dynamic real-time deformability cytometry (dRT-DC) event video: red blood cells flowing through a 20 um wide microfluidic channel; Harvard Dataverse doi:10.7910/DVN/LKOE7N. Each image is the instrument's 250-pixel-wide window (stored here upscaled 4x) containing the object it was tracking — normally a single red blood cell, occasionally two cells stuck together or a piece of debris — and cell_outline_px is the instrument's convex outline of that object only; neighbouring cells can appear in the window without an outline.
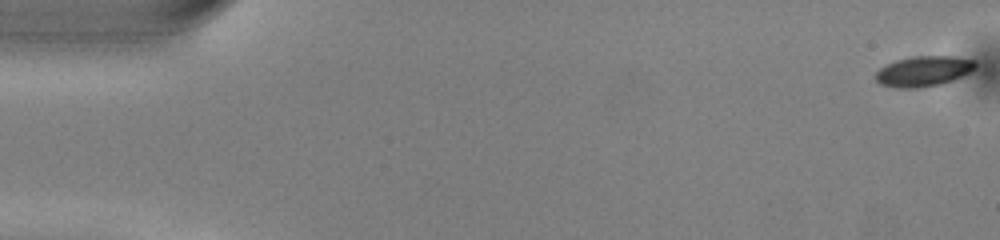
{"species": "common noctule bat (a hibernating species)", "species_latin": "Nyctalus noctula", "temperature_condition": "warm", "stored_images_in_passage": 51, "camera_frame_rate_fps": 3000, "um_per_image_px": 0.085, "animal": {"sex": "male", "body_mass_g": 13.0, "forearm_length_mm": 53.1}, "frame": {"image": 1, "passage_image": 1, "time_ms": 0.0, "image_size_px": [1000, 240], "cell_outline_px": [[976, 68], [952, 80], [940, 84], [920, 88], [896, 88], [880, 84], [876, 80], [876, 72], [884, 64], [896, 60], [912, 56], [956, 56], [976, 60]], "centroid_in_image_um": [78.48, 6.04], "position_along_channel_um": 6.5, "area_um2": 17.74}}
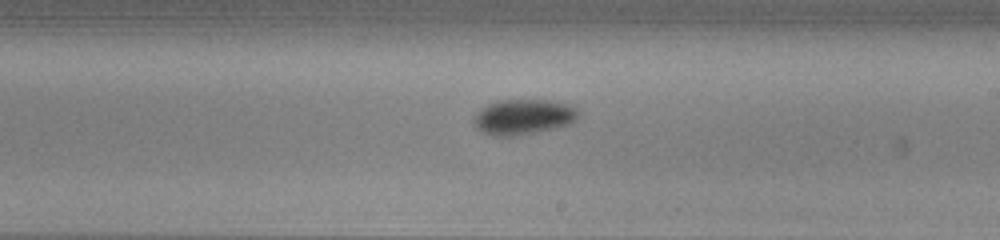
{"frame": {"image": 2, "passage_image": 30, "time_ms": 9.667, "image_size_px": [1000, 240], "cell_outline_px": [[580, 116], [576, 120], [568, 124], [556, 128], [516, 136], [492, 136], [476, 128], [472, 124], [472, 120], [488, 104], [496, 100], [548, 100], [568, 104], [576, 108], [580, 112]], "centroid_in_image_um": [44.51, 9.94], "position_along_channel_um": 244.5, "area_um2": 21.56}}
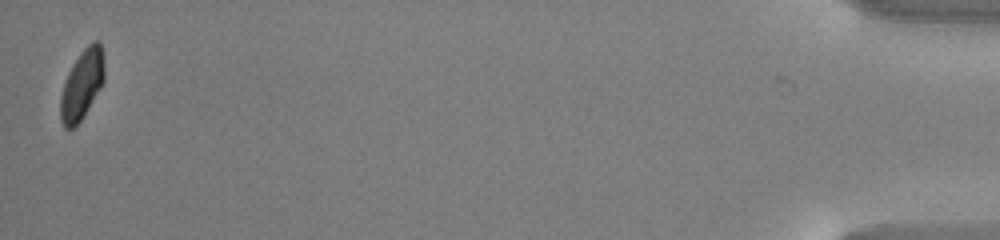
{"frame": {"image": 3, "passage_image": 51, "time_ms": 16.667, "image_size_px": [1000, 240], "cell_outline_px": [[104, 80], [100, 88], [80, 120], [72, 128], [64, 128], [60, 120], [60, 96], [68, 72], [72, 64], [80, 52], [92, 40], [100, 40], [104, 56]], "centroid_in_image_um": [6.97, 7.13], "position_along_channel_um": 428.2, "area_um2": 17.74}, "authors_computed_cell_mechanics": {"area_um2": 19.2474, "velocity_mm_per_s": 4.0237, "shape_relaxation_time_tau1_ms": 2.0884, "shape_relaxation_time_tau2_ms": null, "deformation_change_tau1": 0.0824, "deformation_change_tau2": null}}